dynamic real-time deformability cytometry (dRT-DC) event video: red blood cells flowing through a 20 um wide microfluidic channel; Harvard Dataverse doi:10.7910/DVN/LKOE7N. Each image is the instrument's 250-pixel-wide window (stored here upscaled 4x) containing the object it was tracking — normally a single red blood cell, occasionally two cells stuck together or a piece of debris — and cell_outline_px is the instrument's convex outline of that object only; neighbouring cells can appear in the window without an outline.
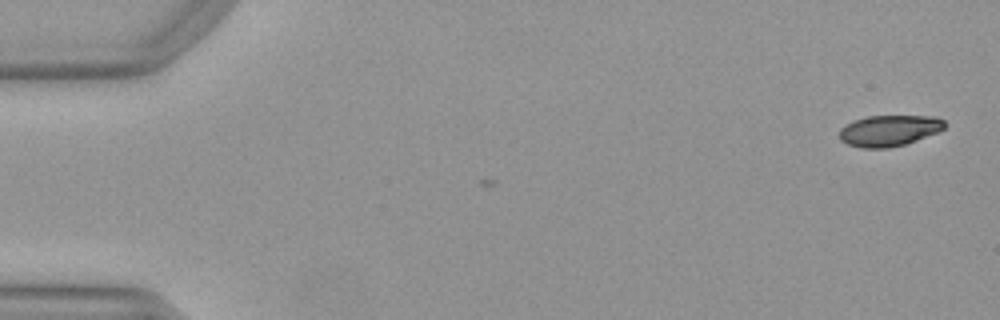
{"species": "Egyptian fruit bat (a non-hibernating species)", "species_latin": "Rousettus aegyptiacus", "temperature_condition": "warm", "stored_images_in_passage": 51, "camera_frame_rate_fps": 3000, "um_per_image_px": 0.085, "animal": {"sex": "female"}, "frame": {"image": 1, "passage_image": 1, "time_ms": 0.0, "image_size_px": [1000, 320], "cell_outline_px": [[944, 128], [940, 132], [904, 144], [888, 148], [860, 148], [848, 144], [840, 140], [840, 128], [856, 120], [868, 116], [936, 116], [944, 120]], "centroid_in_image_um": [75.6, 11.1], "position_along_channel_um": 9.4, "area_um2": 18.96}}
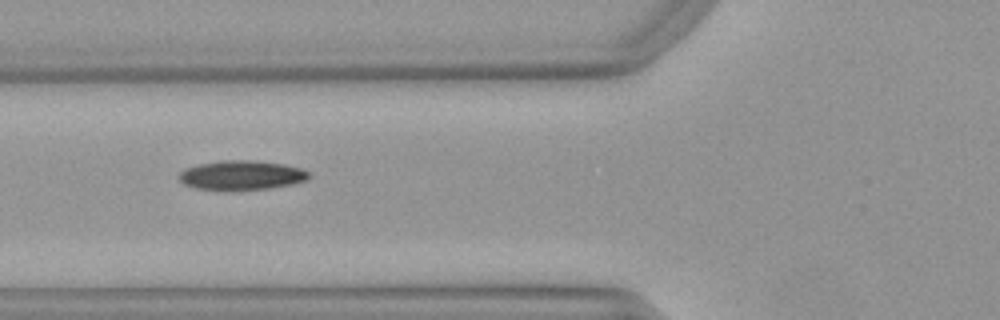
{"frame": {"image": 2, "passage_image": 19, "time_ms": 6.0, "image_size_px": [1000, 320], "cell_outline_px": [[312, 176], [308, 180], [292, 184], [268, 188], [196, 188], [184, 184], [176, 176], [184, 168], [196, 164], [220, 160], [252, 160], [284, 164], [300, 168], [308, 172]], "centroid_in_image_um": [20.53, 14.85], "position_along_channel_um": 105.3, "area_um2": 21.85}}
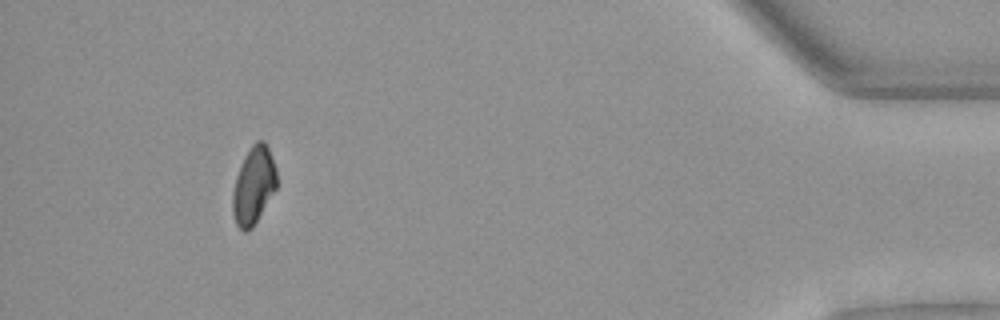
{"frame": {"image": 3, "passage_image": 47, "time_ms": 15.333, "image_size_px": [1000, 320], "cell_outline_px": [[276, 188], [252, 228], [244, 232], [236, 224], [232, 212], [232, 192], [236, 176], [244, 156], [252, 144], [256, 140], [264, 140], [268, 148], [276, 168]], "centroid_in_image_um": [21.53, 15.75], "position_along_channel_um": 413.7, "area_um2": 19.77}, "authors_computed_cell_mechanics": {"area_um2": 20.8658, "velocity_mm_per_s": 3.9812, "shape_relaxation_time_tau1_ms": 7.068, "shape_relaxation_time_tau2_ms": null, "deformation_change_tau1": 0.1721, "deformation_change_tau2": null}}